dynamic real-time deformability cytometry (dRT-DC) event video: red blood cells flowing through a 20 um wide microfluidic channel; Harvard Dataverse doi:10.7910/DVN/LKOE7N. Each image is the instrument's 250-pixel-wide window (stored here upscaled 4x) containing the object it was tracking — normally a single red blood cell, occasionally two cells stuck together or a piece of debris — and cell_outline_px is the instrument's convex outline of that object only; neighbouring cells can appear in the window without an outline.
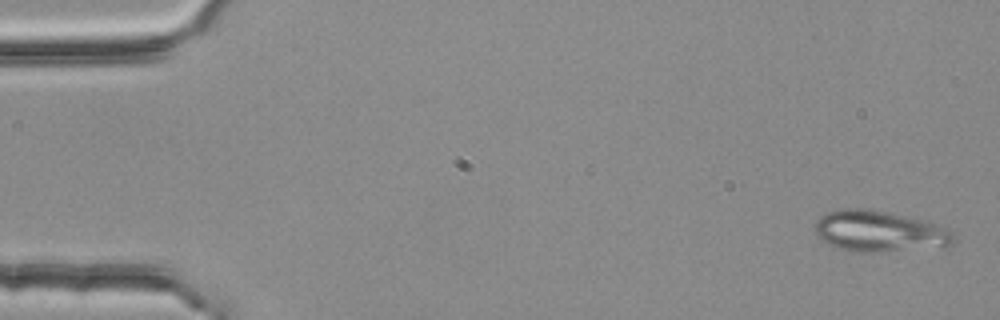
{"species": "common noctule bat (a hibernating species)", "species_latin": "Nyctalus noctula", "temperature_condition": "room temperature", "stored_images_in_passage": 3, "camera_frame_rate_fps": 3000, "um_per_image_px": 0.085, "animal": {"sex": "female", "body_mass_g": 25.1}, "frame": {"image": 1, "passage_image": 1, "time_ms": 0.0, "image_size_px": [1000, 320], "cell_outline_px": [[956, 236], [952, 244], [880, 252], [856, 252], [840, 248], [828, 244], [820, 240], [816, 236], [812, 228], [816, 220], [820, 216], [828, 212], [840, 208], [868, 208], [908, 216], [924, 220], [948, 228]], "centroid_in_image_um": [74.66, 19.63], "position_along_channel_um": 10.3, "area_um2": 33.29}}